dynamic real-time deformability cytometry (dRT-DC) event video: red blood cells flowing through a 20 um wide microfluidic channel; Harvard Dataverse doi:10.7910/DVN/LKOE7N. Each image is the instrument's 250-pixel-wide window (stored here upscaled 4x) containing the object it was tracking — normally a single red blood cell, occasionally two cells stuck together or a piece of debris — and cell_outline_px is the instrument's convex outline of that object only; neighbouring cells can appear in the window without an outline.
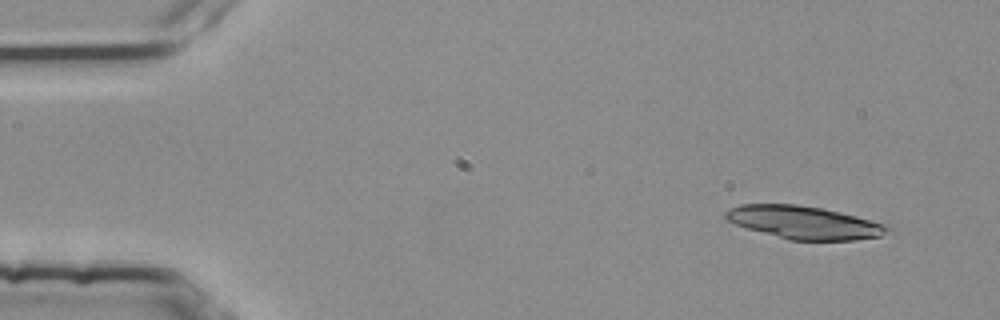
{"species": "common noctule bat (a hibernating species)", "species_latin": "Nyctalus noctula", "temperature_condition": "room temperature", "stored_images_in_passage": 5, "camera_frame_rate_fps": 3000, "um_per_image_px": 0.085, "animal": {"sex": "female", "body_mass_g": 25.1}, "frame": {"image": 1, "passage_image": 1, "time_ms": 0.0, "image_size_px": [1000, 320], "cell_outline_px": [[892, 232], [880, 236], [856, 240], [788, 240], [748, 228], [724, 220], [724, 212], [728, 208], [740, 204], [796, 204], [824, 208], [888, 224], [892, 228]], "centroid_in_image_um": [68.37, 18.91], "position_along_channel_um": 16.6, "area_um2": 31.39}}
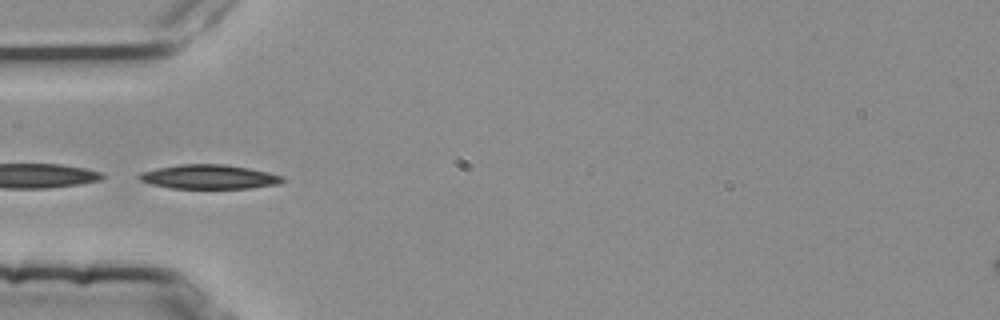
{"frame": {"image": 2, "passage_image": 4, "time_ms": 1.0, "image_size_px": [1000, 320], "cell_outline_px": [[284, 180], [280, 184], [248, 188], [172, 188], [152, 184], [140, 180], [136, 176], [140, 172], [156, 168], [180, 164], [224, 164], [248, 168], [268, 172], [284, 176]], "centroid_in_image_um": [17.77, 15.02], "position_along_channel_um": 67.2, "area_um2": 20.23}}